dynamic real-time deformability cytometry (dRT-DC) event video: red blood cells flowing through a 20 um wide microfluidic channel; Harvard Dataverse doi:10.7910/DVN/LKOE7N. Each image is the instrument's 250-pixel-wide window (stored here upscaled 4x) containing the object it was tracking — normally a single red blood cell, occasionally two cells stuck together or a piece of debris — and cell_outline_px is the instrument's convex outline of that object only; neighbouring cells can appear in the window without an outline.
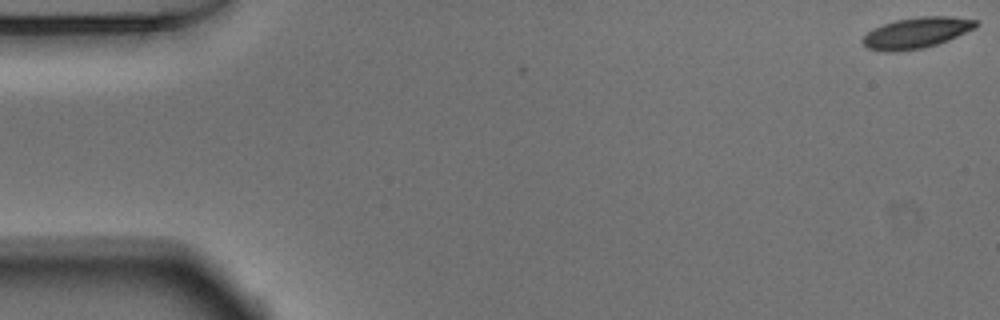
{"species": "Egyptian fruit bat (a non-hibernating species)", "species_latin": "Rousettus aegyptiacus", "temperature_condition": "warm", "stored_images_in_passage": 53, "camera_frame_rate_fps": 3000, "um_per_image_px": 0.085, "animal": {"sex": "male"}, "frame": {"image": 1, "passage_image": 1, "time_ms": 0.0, "image_size_px": [1000, 320], "cell_outline_px": [[976, 28], [948, 40], [924, 48], [896, 52], [884, 52], [868, 48], [860, 40], [872, 28], [896, 20], [920, 16], [948, 16], [976, 20]], "centroid_in_image_um": [77.87, 2.8], "position_along_channel_um": 7.1, "area_um2": 20.35}}
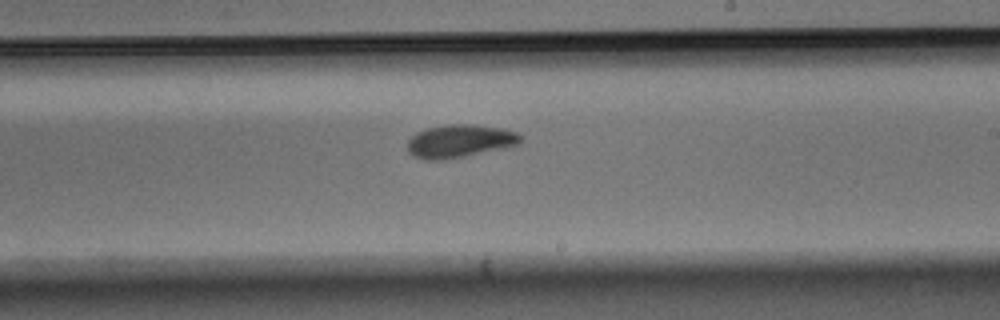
{"frame": {"image": 2, "passage_image": 31, "time_ms": 10.0, "image_size_px": [1000, 320], "cell_outline_px": [[524, 136], [520, 144], [464, 156], [444, 160], [424, 160], [412, 156], [408, 152], [408, 140], [416, 132], [428, 128], [448, 124], [472, 124], [500, 128], [516, 132]], "centroid_in_image_um": [39.06, 11.99], "position_along_channel_um": 249.9, "area_um2": 21.73}}
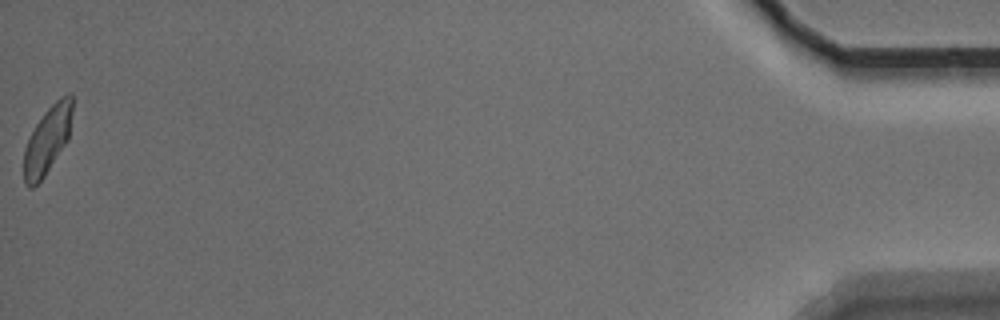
{"frame": {"image": 3, "passage_image": 53, "time_ms": 17.333, "image_size_px": [1000, 320], "cell_outline_px": [[72, 112], [68, 140], [44, 176], [32, 188], [28, 188], [24, 184], [24, 148], [36, 124], [44, 112], [60, 96], [68, 92], [72, 96]], "centroid_in_image_um": [4.03, 11.89], "position_along_channel_um": 431.2, "area_um2": 18.84}, "authors_computed_cell_mechanics": {"area_um2": 20.519, "velocity_mm_per_s": 3.8264, "shape_relaxation_time_tau1_ms": 3.023, "shape_relaxation_time_tau2_ms": 2.9306, "deformation_change_tau1": 0.1338, "deformation_change_tau2": 0.0847}}